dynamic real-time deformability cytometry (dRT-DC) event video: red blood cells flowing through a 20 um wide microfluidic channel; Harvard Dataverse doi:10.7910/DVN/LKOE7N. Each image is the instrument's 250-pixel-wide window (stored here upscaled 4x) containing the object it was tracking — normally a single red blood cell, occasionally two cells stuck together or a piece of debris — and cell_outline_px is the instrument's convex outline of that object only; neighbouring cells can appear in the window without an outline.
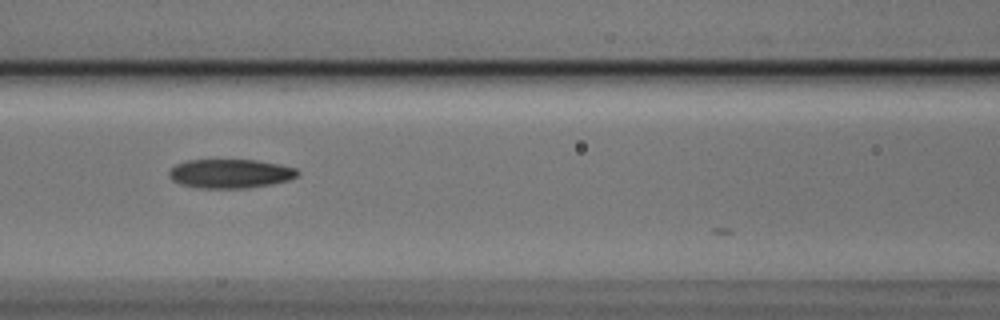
{"species": "Egyptian fruit bat (a non-hibernating species)", "species_latin": "Rousettus aegyptiacus", "temperature_condition": "cold", "stored_images_in_passage": 5, "camera_frame_rate_fps": 3000, "um_per_image_px": 0.085, "animal": {"sex": "male"}, "frame": {"image": 1, "passage_image": 3, "time_ms": 0.667, "image_size_px": [1000, 320], "cell_outline_px": [[300, 172], [296, 176], [288, 180], [272, 184], [248, 188], [196, 188], [180, 184], [172, 180], [168, 176], [168, 172], [176, 164], [188, 160], [256, 160], [280, 164], [296, 168]], "centroid_in_image_um": [19.56, 14.76], "position_along_channel_um": 147.0, "area_um2": 21.85}}
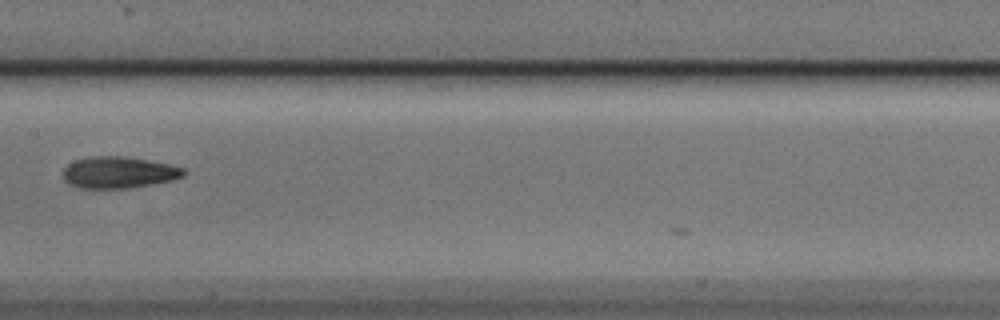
{"frame": {"image": 2, "passage_image": 4, "time_ms": 1.0, "image_size_px": [1000, 320], "cell_outline_px": [[184, 176], [172, 180], [132, 188], [80, 188], [68, 184], [64, 180], [64, 168], [68, 164], [76, 160], [92, 156], [120, 156], [148, 160], [168, 164], [184, 168]], "centroid_in_image_um": [10.08, 14.66], "position_along_channel_um": 197.3, "area_um2": 22.08}}
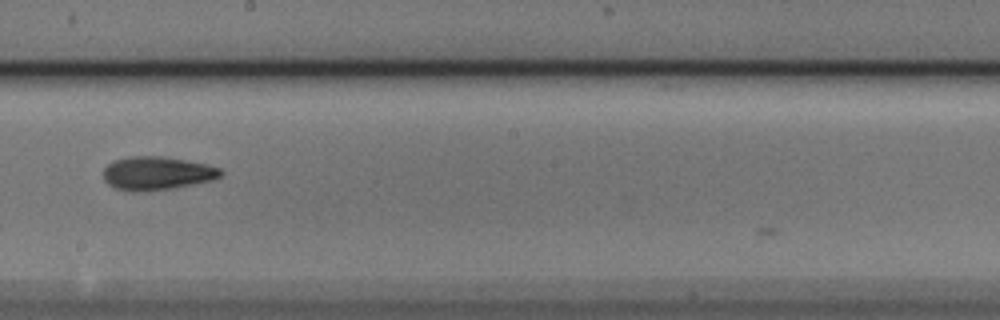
{"frame": {"image": 3, "passage_image": 5, "time_ms": 1.333, "image_size_px": [1000, 320], "cell_outline_px": [[224, 172], [220, 176], [212, 180], [172, 188], [132, 192], [116, 188], [108, 184], [104, 180], [104, 168], [108, 164], [116, 160], [132, 156], [164, 156], [208, 164], [220, 168]], "centroid_in_image_um": [13.35, 14.72], "position_along_channel_um": 234.8, "area_um2": 22.72}}